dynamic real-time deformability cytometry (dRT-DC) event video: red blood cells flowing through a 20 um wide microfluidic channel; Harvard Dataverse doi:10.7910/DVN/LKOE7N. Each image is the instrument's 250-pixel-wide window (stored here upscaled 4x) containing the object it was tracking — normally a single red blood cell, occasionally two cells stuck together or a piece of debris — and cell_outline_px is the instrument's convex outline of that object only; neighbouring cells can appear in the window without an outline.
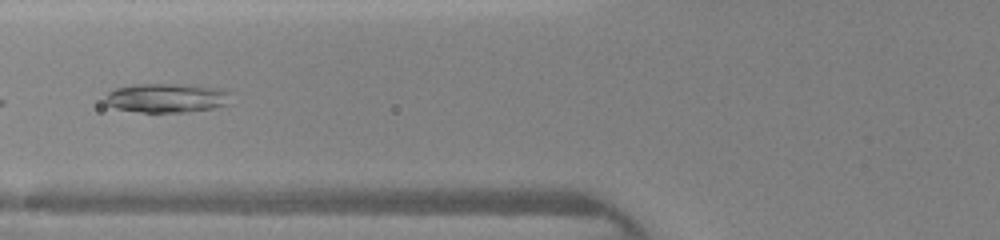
{"species": "human", "species_latin": "Homo sapiens", "temperature_condition": "warm", "stored_images_in_passage": 32, "camera_frame_rate_fps": 3000, "um_per_image_px": 0.085, "donor": {"sex": "female"}, "frame": {"image": 1, "passage_image": 6, "time_ms": 1.667, "image_size_px": [1000, 240], "cell_outline_px": [[228, 104], [212, 108], [188, 112], [140, 112], [116, 108], [108, 104], [104, 100], [108, 92], [116, 88], [136, 84], [180, 84], [220, 88], [228, 92]], "centroid_in_image_um": [14.14, 8.32], "position_along_channel_um": 111.7, "area_um2": 21.15}}
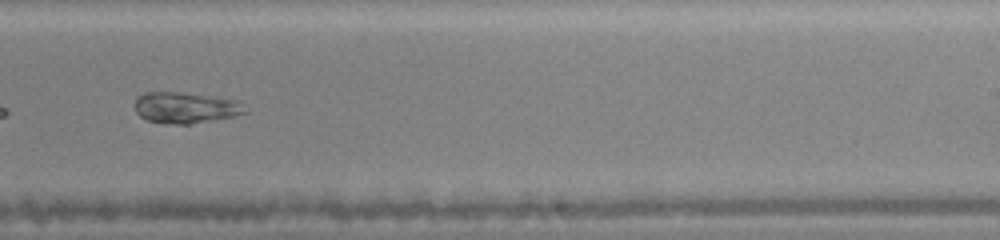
{"frame": {"image": 2, "passage_image": 17, "time_ms": 5.333, "image_size_px": [1000, 240], "cell_outline_px": [[248, 112], [232, 116], [212, 120], [188, 124], [176, 124], [148, 120], [140, 116], [136, 112], [136, 96], [144, 92], [180, 92], [240, 100]], "centroid_in_image_um": [15.78, 9.13], "position_along_channel_um": 273.2, "area_um2": 19.83}}
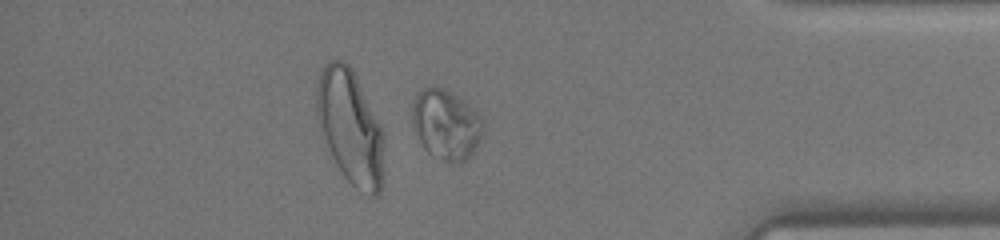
{"frame": {"image": 3, "passage_image": 27, "time_ms": 8.667, "image_size_px": [1000, 240], "cell_outline_px": [[484, 132], [472, 152], [460, 164], [452, 164], [432, 156], [424, 148], [412, 128], [412, 104], [420, 88], [424, 84], [432, 84], [444, 88], [452, 92], [476, 108], [484, 120]], "centroid_in_image_um": [37.91, 10.53], "position_along_channel_um": 397.3, "area_um2": 29.88}}